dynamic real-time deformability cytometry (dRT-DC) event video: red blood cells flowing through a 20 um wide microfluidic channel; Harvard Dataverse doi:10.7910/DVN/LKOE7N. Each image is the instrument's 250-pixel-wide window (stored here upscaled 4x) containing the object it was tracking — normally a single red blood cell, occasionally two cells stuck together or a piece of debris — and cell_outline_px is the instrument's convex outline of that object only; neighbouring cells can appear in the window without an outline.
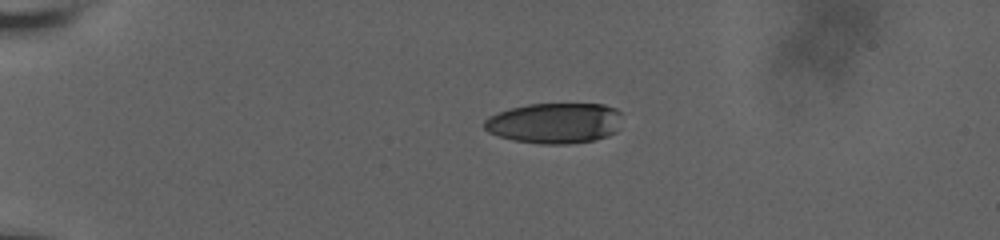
{"species": "human", "species_latin": "Homo sapiens", "temperature_condition": "room temperature", "stored_images_in_passage": 43, "camera_frame_rate_fps": 3000, "um_per_image_px": 0.085, "donor": {"sex": "male"}, "frame": {"image": 1, "passage_image": 1, "time_ms": 0.0, "image_size_px": [1000, 240], "cell_outline_px": [[620, 112], [616, 132], [608, 136], [592, 140], [568, 144], [540, 144], [512, 140], [488, 132], [484, 128], [484, 120], [488, 116], [496, 112], [508, 108], [528, 104], [604, 104], [616, 108]], "centroid_in_image_um": [47.1, 10.46], "position_along_channel_um": 37.9, "area_um2": 32.71}}
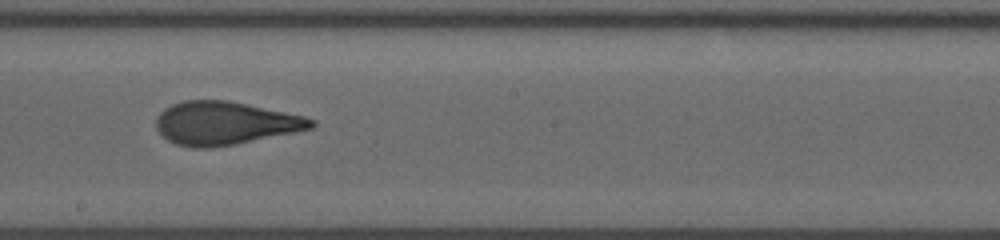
{"frame": {"image": 2, "passage_image": 23, "time_ms": 7.0, "image_size_px": [1000, 240], "cell_outline_px": [[316, 124], [312, 128], [296, 132], [212, 148], [192, 148], [176, 144], [168, 140], [156, 128], [156, 116], [164, 108], [172, 104], [184, 100], [228, 100], [304, 116], [316, 120]], "centroid_in_image_um": [19.11, 10.47], "position_along_channel_um": 229.1, "area_um2": 38.96}}
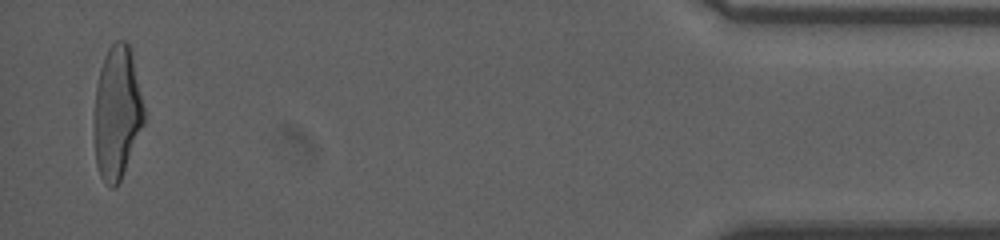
{"frame": {"image": 3, "passage_image": 43, "time_ms": 14.333, "image_size_px": [1000, 240], "cell_outline_px": [[144, 124], [120, 180], [116, 188], [112, 188], [104, 184], [100, 176], [96, 164], [96, 84], [100, 68], [104, 56], [108, 48], [116, 40], [124, 40], [132, 48], [144, 108]], "centroid_in_image_um": [9.97, 9.53], "position_along_channel_um": 425.2, "area_um2": 38.32}, "authors_computed_cell_mechanics": {"area_um2": 38.5526, "velocity_mm_per_s": 3.6686, "shape_relaxation_time_tau1_ms": 5.1708, "shape_relaxation_time_tau2_ms": 1.3138, "deformation_change_tau1": 0.2389, "deformation_change_tau2": 0.1003}}